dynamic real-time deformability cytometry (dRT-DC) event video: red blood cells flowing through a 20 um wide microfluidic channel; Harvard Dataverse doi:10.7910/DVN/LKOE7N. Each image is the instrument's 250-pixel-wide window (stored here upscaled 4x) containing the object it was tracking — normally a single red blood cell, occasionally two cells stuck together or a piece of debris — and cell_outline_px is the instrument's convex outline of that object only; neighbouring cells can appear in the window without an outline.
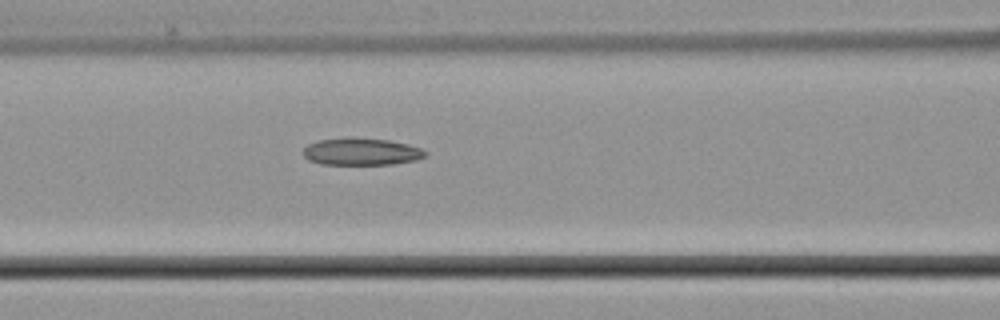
{"species": "common noctule bat (a hibernating species)", "species_latin": "Nyctalus noctula", "temperature_condition": "cold", "stored_images_in_passage": 4, "camera_frame_rate_fps": 3000, "um_per_image_px": 0.085, "animal": {"sex": "male", "body_mass_g": 21.5, "forearm_length_mm": 52.0}, "frame": {"image": 1, "passage_image": 4, "time_ms": 4.667, "image_size_px": [1000, 320], "cell_outline_px": [[428, 152], [424, 156], [416, 160], [392, 164], [320, 164], [308, 160], [304, 156], [304, 148], [308, 144], [320, 140], [388, 140], [408, 144], [420, 148]], "centroid_in_image_um": [30.74, 12.93], "position_along_channel_um": 135.9, "area_um2": 18.44}}